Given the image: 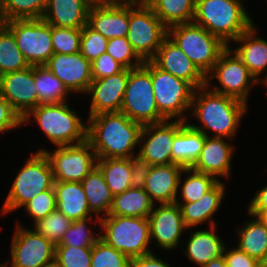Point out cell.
Returning a JSON list of instances; mask_svg holds the SVG:
<instances>
[{
  "mask_svg": "<svg viewBox=\"0 0 267 267\" xmlns=\"http://www.w3.org/2000/svg\"><path fill=\"white\" fill-rule=\"evenodd\" d=\"M257 30L254 23L233 42L239 46L233 51L259 82L261 81L260 75L265 71V76H267V40L257 36Z\"/></svg>",
  "mask_w": 267,
  "mask_h": 267,
  "instance_id": "27",
  "label": "cell"
},
{
  "mask_svg": "<svg viewBox=\"0 0 267 267\" xmlns=\"http://www.w3.org/2000/svg\"><path fill=\"white\" fill-rule=\"evenodd\" d=\"M106 52L125 69L137 68L144 64L126 37L109 39Z\"/></svg>",
  "mask_w": 267,
  "mask_h": 267,
  "instance_id": "42",
  "label": "cell"
},
{
  "mask_svg": "<svg viewBox=\"0 0 267 267\" xmlns=\"http://www.w3.org/2000/svg\"><path fill=\"white\" fill-rule=\"evenodd\" d=\"M64 83L70 93L86 94L93 80L91 62L81 52L54 53L44 65Z\"/></svg>",
  "mask_w": 267,
  "mask_h": 267,
  "instance_id": "18",
  "label": "cell"
},
{
  "mask_svg": "<svg viewBox=\"0 0 267 267\" xmlns=\"http://www.w3.org/2000/svg\"><path fill=\"white\" fill-rule=\"evenodd\" d=\"M259 83H260V85L267 88V76H265L264 78H261V81H259ZM265 92H266L265 94H267V90Z\"/></svg>",
  "mask_w": 267,
  "mask_h": 267,
  "instance_id": "57",
  "label": "cell"
},
{
  "mask_svg": "<svg viewBox=\"0 0 267 267\" xmlns=\"http://www.w3.org/2000/svg\"><path fill=\"white\" fill-rule=\"evenodd\" d=\"M92 217L73 221L56 246L92 247L100 239V233L96 234L89 223L95 224V226L98 223L100 227L101 222L100 217L95 216L96 219Z\"/></svg>",
  "mask_w": 267,
  "mask_h": 267,
  "instance_id": "39",
  "label": "cell"
},
{
  "mask_svg": "<svg viewBox=\"0 0 267 267\" xmlns=\"http://www.w3.org/2000/svg\"><path fill=\"white\" fill-rule=\"evenodd\" d=\"M100 220V239L109 246L129 258L153 253L148 218L106 215Z\"/></svg>",
  "mask_w": 267,
  "mask_h": 267,
  "instance_id": "5",
  "label": "cell"
},
{
  "mask_svg": "<svg viewBox=\"0 0 267 267\" xmlns=\"http://www.w3.org/2000/svg\"><path fill=\"white\" fill-rule=\"evenodd\" d=\"M256 217L261 221V223L267 228V211L260 212L256 215Z\"/></svg>",
  "mask_w": 267,
  "mask_h": 267,
  "instance_id": "55",
  "label": "cell"
},
{
  "mask_svg": "<svg viewBox=\"0 0 267 267\" xmlns=\"http://www.w3.org/2000/svg\"><path fill=\"white\" fill-rule=\"evenodd\" d=\"M125 2H133V0H124Z\"/></svg>",
  "mask_w": 267,
  "mask_h": 267,
  "instance_id": "62",
  "label": "cell"
},
{
  "mask_svg": "<svg viewBox=\"0 0 267 267\" xmlns=\"http://www.w3.org/2000/svg\"><path fill=\"white\" fill-rule=\"evenodd\" d=\"M193 22L227 46L254 24L242 0H197Z\"/></svg>",
  "mask_w": 267,
  "mask_h": 267,
  "instance_id": "3",
  "label": "cell"
},
{
  "mask_svg": "<svg viewBox=\"0 0 267 267\" xmlns=\"http://www.w3.org/2000/svg\"><path fill=\"white\" fill-rule=\"evenodd\" d=\"M29 66L17 47L12 31L3 23L0 26V76Z\"/></svg>",
  "mask_w": 267,
  "mask_h": 267,
  "instance_id": "37",
  "label": "cell"
},
{
  "mask_svg": "<svg viewBox=\"0 0 267 267\" xmlns=\"http://www.w3.org/2000/svg\"><path fill=\"white\" fill-rule=\"evenodd\" d=\"M260 267H267V250L265 252L263 259L260 261Z\"/></svg>",
  "mask_w": 267,
  "mask_h": 267,
  "instance_id": "56",
  "label": "cell"
},
{
  "mask_svg": "<svg viewBox=\"0 0 267 267\" xmlns=\"http://www.w3.org/2000/svg\"><path fill=\"white\" fill-rule=\"evenodd\" d=\"M82 29L52 26V45L56 54H73L80 51Z\"/></svg>",
  "mask_w": 267,
  "mask_h": 267,
  "instance_id": "43",
  "label": "cell"
},
{
  "mask_svg": "<svg viewBox=\"0 0 267 267\" xmlns=\"http://www.w3.org/2000/svg\"><path fill=\"white\" fill-rule=\"evenodd\" d=\"M43 267H58L57 263L55 261L43 266Z\"/></svg>",
  "mask_w": 267,
  "mask_h": 267,
  "instance_id": "58",
  "label": "cell"
},
{
  "mask_svg": "<svg viewBox=\"0 0 267 267\" xmlns=\"http://www.w3.org/2000/svg\"><path fill=\"white\" fill-rule=\"evenodd\" d=\"M72 222L71 219H68L56 208L44 219L35 223L33 228L56 245L60 242Z\"/></svg>",
  "mask_w": 267,
  "mask_h": 267,
  "instance_id": "40",
  "label": "cell"
},
{
  "mask_svg": "<svg viewBox=\"0 0 267 267\" xmlns=\"http://www.w3.org/2000/svg\"><path fill=\"white\" fill-rule=\"evenodd\" d=\"M47 4L48 0H3L0 5L2 22L42 18Z\"/></svg>",
  "mask_w": 267,
  "mask_h": 267,
  "instance_id": "38",
  "label": "cell"
},
{
  "mask_svg": "<svg viewBox=\"0 0 267 267\" xmlns=\"http://www.w3.org/2000/svg\"><path fill=\"white\" fill-rule=\"evenodd\" d=\"M86 122L87 141L97 158H131L138 154L134 150L139 146L141 123L121 112L101 113Z\"/></svg>",
  "mask_w": 267,
  "mask_h": 267,
  "instance_id": "2",
  "label": "cell"
},
{
  "mask_svg": "<svg viewBox=\"0 0 267 267\" xmlns=\"http://www.w3.org/2000/svg\"><path fill=\"white\" fill-rule=\"evenodd\" d=\"M190 111L201 124L200 127V124L188 123L191 127L208 137L232 140L238 132L243 116L247 114L248 104L217 93L204 85L194 90ZM209 132H213L212 136Z\"/></svg>",
  "mask_w": 267,
  "mask_h": 267,
  "instance_id": "1",
  "label": "cell"
},
{
  "mask_svg": "<svg viewBox=\"0 0 267 267\" xmlns=\"http://www.w3.org/2000/svg\"><path fill=\"white\" fill-rule=\"evenodd\" d=\"M226 141H228L227 138L206 136L200 156L191 168L197 172L212 175L218 181L220 177L229 178L235 147Z\"/></svg>",
  "mask_w": 267,
  "mask_h": 267,
  "instance_id": "22",
  "label": "cell"
},
{
  "mask_svg": "<svg viewBox=\"0 0 267 267\" xmlns=\"http://www.w3.org/2000/svg\"><path fill=\"white\" fill-rule=\"evenodd\" d=\"M120 112L142 125L161 123L166 119L159 113L154 97L151 60L130 69Z\"/></svg>",
  "mask_w": 267,
  "mask_h": 267,
  "instance_id": "8",
  "label": "cell"
},
{
  "mask_svg": "<svg viewBox=\"0 0 267 267\" xmlns=\"http://www.w3.org/2000/svg\"><path fill=\"white\" fill-rule=\"evenodd\" d=\"M11 240V262L8 267H43L55 261V244L34 228L16 222Z\"/></svg>",
  "mask_w": 267,
  "mask_h": 267,
  "instance_id": "14",
  "label": "cell"
},
{
  "mask_svg": "<svg viewBox=\"0 0 267 267\" xmlns=\"http://www.w3.org/2000/svg\"><path fill=\"white\" fill-rule=\"evenodd\" d=\"M3 24V22H2V19H1V15H0V26Z\"/></svg>",
  "mask_w": 267,
  "mask_h": 267,
  "instance_id": "61",
  "label": "cell"
},
{
  "mask_svg": "<svg viewBox=\"0 0 267 267\" xmlns=\"http://www.w3.org/2000/svg\"><path fill=\"white\" fill-rule=\"evenodd\" d=\"M68 103L40 104L22 118V125H28L31 118L35 119L32 121L38 123L55 147L83 143L87 140V125Z\"/></svg>",
  "mask_w": 267,
  "mask_h": 267,
  "instance_id": "4",
  "label": "cell"
},
{
  "mask_svg": "<svg viewBox=\"0 0 267 267\" xmlns=\"http://www.w3.org/2000/svg\"><path fill=\"white\" fill-rule=\"evenodd\" d=\"M197 0H146L156 16L168 28L193 22Z\"/></svg>",
  "mask_w": 267,
  "mask_h": 267,
  "instance_id": "33",
  "label": "cell"
},
{
  "mask_svg": "<svg viewBox=\"0 0 267 267\" xmlns=\"http://www.w3.org/2000/svg\"><path fill=\"white\" fill-rule=\"evenodd\" d=\"M150 239L156 246L166 251L179 247L181 236L188 228L184 224L180 206L177 203H164L155 206L148 217ZM181 238V239H180Z\"/></svg>",
  "mask_w": 267,
  "mask_h": 267,
  "instance_id": "16",
  "label": "cell"
},
{
  "mask_svg": "<svg viewBox=\"0 0 267 267\" xmlns=\"http://www.w3.org/2000/svg\"><path fill=\"white\" fill-rule=\"evenodd\" d=\"M154 97L159 113L166 120L187 122L195 88L187 81L159 68L151 60Z\"/></svg>",
  "mask_w": 267,
  "mask_h": 267,
  "instance_id": "9",
  "label": "cell"
},
{
  "mask_svg": "<svg viewBox=\"0 0 267 267\" xmlns=\"http://www.w3.org/2000/svg\"><path fill=\"white\" fill-rule=\"evenodd\" d=\"M182 173L186 175L185 180L182 181L180 174L178 182V192L181 194L182 202L177 198L175 203L196 202L218 182L214 176L197 172L192 168H184Z\"/></svg>",
  "mask_w": 267,
  "mask_h": 267,
  "instance_id": "36",
  "label": "cell"
},
{
  "mask_svg": "<svg viewBox=\"0 0 267 267\" xmlns=\"http://www.w3.org/2000/svg\"><path fill=\"white\" fill-rule=\"evenodd\" d=\"M166 37L167 27L146 2H130L129 31L126 38L143 61L155 57Z\"/></svg>",
  "mask_w": 267,
  "mask_h": 267,
  "instance_id": "11",
  "label": "cell"
},
{
  "mask_svg": "<svg viewBox=\"0 0 267 267\" xmlns=\"http://www.w3.org/2000/svg\"><path fill=\"white\" fill-rule=\"evenodd\" d=\"M184 168L178 164L154 165L146 178L144 190L156 204L175 203L178 182Z\"/></svg>",
  "mask_w": 267,
  "mask_h": 267,
  "instance_id": "24",
  "label": "cell"
},
{
  "mask_svg": "<svg viewBox=\"0 0 267 267\" xmlns=\"http://www.w3.org/2000/svg\"><path fill=\"white\" fill-rule=\"evenodd\" d=\"M131 187L132 188H144L146 184V178L150 172L152 165L142 158L140 155L136 154L131 158Z\"/></svg>",
  "mask_w": 267,
  "mask_h": 267,
  "instance_id": "49",
  "label": "cell"
},
{
  "mask_svg": "<svg viewBox=\"0 0 267 267\" xmlns=\"http://www.w3.org/2000/svg\"><path fill=\"white\" fill-rule=\"evenodd\" d=\"M249 205H247V212L249 216H256L260 212L267 211V185L257 189Z\"/></svg>",
  "mask_w": 267,
  "mask_h": 267,
  "instance_id": "51",
  "label": "cell"
},
{
  "mask_svg": "<svg viewBox=\"0 0 267 267\" xmlns=\"http://www.w3.org/2000/svg\"><path fill=\"white\" fill-rule=\"evenodd\" d=\"M129 72L130 69L124 68L117 74L92 80L86 93L92 98L88 118L101 113L120 112Z\"/></svg>",
  "mask_w": 267,
  "mask_h": 267,
  "instance_id": "19",
  "label": "cell"
},
{
  "mask_svg": "<svg viewBox=\"0 0 267 267\" xmlns=\"http://www.w3.org/2000/svg\"><path fill=\"white\" fill-rule=\"evenodd\" d=\"M35 86L39 105L67 102L71 94L46 66H35Z\"/></svg>",
  "mask_w": 267,
  "mask_h": 267,
  "instance_id": "35",
  "label": "cell"
},
{
  "mask_svg": "<svg viewBox=\"0 0 267 267\" xmlns=\"http://www.w3.org/2000/svg\"><path fill=\"white\" fill-rule=\"evenodd\" d=\"M129 267H171L165 260L150 253L145 256L131 258Z\"/></svg>",
  "mask_w": 267,
  "mask_h": 267,
  "instance_id": "52",
  "label": "cell"
},
{
  "mask_svg": "<svg viewBox=\"0 0 267 267\" xmlns=\"http://www.w3.org/2000/svg\"><path fill=\"white\" fill-rule=\"evenodd\" d=\"M8 265L9 264L7 262L6 263L4 262V263L0 264V267H8Z\"/></svg>",
  "mask_w": 267,
  "mask_h": 267,
  "instance_id": "59",
  "label": "cell"
},
{
  "mask_svg": "<svg viewBox=\"0 0 267 267\" xmlns=\"http://www.w3.org/2000/svg\"><path fill=\"white\" fill-rule=\"evenodd\" d=\"M223 256L227 267H260V262L255 258L249 257L245 252L239 250L237 247L227 250L224 249Z\"/></svg>",
  "mask_w": 267,
  "mask_h": 267,
  "instance_id": "50",
  "label": "cell"
},
{
  "mask_svg": "<svg viewBox=\"0 0 267 267\" xmlns=\"http://www.w3.org/2000/svg\"><path fill=\"white\" fill-rule=\"evenodd\" d=\"M131 258L99 239L92 246L91 267H129Z\"/></svg>",
  "mask_w": 267,
  "mask_h": 267,
  "instance_id": "41",
  "label": "cell"
},
{
  "mask_svg": "<svg viewBox=\"0 0 267 267\" xmlns=\"http://www.w3.org/2000/svg\"><path fill=\"white\" fill-rule=\"evenodd\" d=\"M93 79H101L121 72L124 67L107 52L91 62Z\"/></svg>",
  "mask_w": 267,
  "mask_h": 267,
  "instance_id": "47",
  "label": "cell"
},
{
  "mask_svg": "<svg viewBox=\"0 0 267 267\" xmlns=\"http://www.w3.org/2000/svg\"><path fill=\"white\" fill-rule=\"evenodd\" d=\"M0 95L21 118L37 107L39 98L35 86V66L1 75Z\"/></svg>",
  "mask_w": 267,
  "mask_h": 267,
  "instance_id": "17",
  "label": "cell"
},
{
  "mask_svg": "<svg viewBox=\"0 0 267 267\" xmlns=\"http://www.w3.org/2000/svg\"><path fill=\"white\" fill-rule=\"evenodd\" d=\"M251 221H245L243 226L237 228V248L249 257L260 262L267 250V228L256 216Z\"/></svg>",
  "mask_w": 267,
  "mask_h": 267,
  "instance_id": "32",
  "label": "cell"
},
{
  "mask_svg": "<svg viewBox=\"0 0 267 267\" xmlns=\"http://www.w3.org/2000/svg\"><path fill=\"white\" fill-rule=\"evenodd\" d=\"M56 208L72 221L92 216L81 182H58L53 185Z\"/></svg>",
  "mask_w": 267,
  "mask_h": 267,
  "instance_id": "28",
  "label": "cell"
},
{
  "mask_svg": "<svg viewBox=\"0 0 267 267\" xmlns=\"http://www.w3.org/2000/svg\"><path fill=\"white\" fill-rule=\"evenodd\" d=\"M211 226L208 229L191 231L188 241H185L186 248L182 250L190 262H194L199 267H203L209 261L223 255L225 243L220 235L216 234L217 229Z\"/></svg>",
  "mask_w": 267,
  "mask_h": 267,
  "instance_id": "26",
  "label": "cell"
},
{
  "mask_svg": "<svg viewBox=\"0 0 267 267\" xmlns=\"http://www.w3.org/2000/svg\"><path fill=\"white\" fill-rule=\"evenodd\" d=\"M92 247L55 246L58 267H91Z\"/></svg>",
  "mask_w": 267,
  "mask_h": 267,
  "instance_id": "44",
  "label": "cell"
},
{
  "mask_svg": "<svg viewBox=\"0 0 267 267\" xmlns=\"http://www.w3.org/2000/svg\"><path fill=\"white\" fill-rule=\"evenodd\" d=\"M26 214L33 218L34 223L44 219L48 214L56 209V197L54 188H50L37 194L29 200L24 206Z\"/></svg>",
  "mask_w": 267,
  "mask_h": 267,
  "instance_id": "45",
  "label": "cell"
},
{
  "mask_svg": "<svg viewBox=\"0 0 267 267\" xmlns=\"http://www.w3.org/2000/svg\"><path fill=\"white\" fill-rule=\"evenodd\" d=\"M130 2L118 5H91L87 25L107 40L126 37L129 31Z\"/></svg>",
  "mask_w": 267,
  "mask_h": 267,
  "instance_id": "21",
  "label": "cell"
},
{
  "mask_svg": "<svg viewBox=\"0 0 267 267\" xmlns=\"http://www.w3.org/2000/svg\"><path fill=\"white\" fill-rule=\"evenodd\" d=\"M91 5H118L122 4L124 0H88Z\"/></svg>",
  "mask_w": 267,
  "mask_h": 267,
  "instance_id": "53",
  "label": "cell"
},
{
  "mask_svg": "<svg viewBox=\"0 0 267 267\" xmlns=\"http://www.w3.org/2000/svg\"><path fill=\"white\" fill-rule=\"evenodd\" d=\"M90 8L88 0H48L42 19L51 26L82 29Z\"/></svg>",
  "mask_w": 267,
  "mask_h": 267,
  "instance_id": "25",
  "label": "cell"
},
{
  "mask_svg": "<svg viewBox=\"0 0 267 267\" xmlns=\"http://www.w3.org/2000/svg\"><path fill=\"white\" fill-rule=\"evenodd\" d=\"M155 203L144 188H130L114 195L109 215L148 218Z\"/></svg>",
  "mask_w": 267,
  "mask_h": 267,
  "instance_id": "31",
  "label": "cell"
},
{
  "mask_svg": "<svg viewBox=\"0 0 267 267\" xmlns=\"http://www.w3.org/2000/svg\"><path fill=\"white\" fill-rule=\"evenodd\" d=\"M48 158L54 181L81 182L96 166V153L86 140L75 145L57 146L54 152L40 149Z\"/></svg>",
  "mask_w": 267,
  "mask_h": 267,
  "instance_id": "13",
  "label": "cell"
},
{
  "mask_svg": "<svg viewBox=\"0 0 267 267\" xmlns=\"http://www.w3.org/2000/svg\"><path fill=\"white\" fill-rule=\"evenodd\" d=\"M167 37L205 76L213 69L219 55L227 47L217 36L194 22L168 27Z\"/></svg>",
  "mask_w": 267,
  "mask_h": 267,
  "instance_id": "7",
  "label": "cell"
},
{
  "mask_svg": "<svg viewBox=\"0 0 267 267\" xmlns=\"http://www.w3.org/2000/svg\"><path fill=\"white\" fill-rule=\"evenodd\" d=\"M22 126V118L0 95V134Z\"/></svg>",
  "mask_w": 267,
  "mask_h": 267,
  "instance_id": "48",
  "label": "cell"
},
{
  "mask_svg": "<svg viewBox=\"0 0 267 267\" xmlns=\"http://www.w3.org/2000/svg\"><path fill=\"white\" fill-rule=\"evenodd\" d=\"M206 136L180 120V130L174 136L172 144V163L183 168H191L198 160Z\"/></svg>",
  "mask_w": 267,
  "mask_h": 267,
  "instance_id": "29",
  "label": "cell"
},
{
  "mask_svg": "<svg viewBox=\"0 0 267 267\" xmlns=\"http://www.w3.org/2000/svg\"><path fill=\"white\" fill-rule=\"evenodd\" d=\"M225 184L220 180L203 197L196 202L177 203L180 206L185 226L190 229L209 223L208 227L215 226L212 219L218 212L225 197Z\"/></svg>",
  "mask_w": 267,
  "mask_h": 267,
  "instance_id": "23",
  "label": "cell"
},
{
  "mask_svg": "<svg viewBox=\"0 0 267 267\" xmlns=\"http://www.w3.org/2000/svg\"><path fill=\"white\" fill-rule=\"evenodd\" d=\"M135 3H141V2H146V0H133Z\"/></svg>",
  "mask_w": 267,
  "mask_h": 267,
  "instance_id": "60",
  "label": "cell"
},
{
  "mask_svg": "<svg viewBox=\"0 0 267 267\" xmlns=\"http://www.w3.org/2000/svg\"><path fill=\"white\" fill-rule=\"evenodd\" d=\"M19 170L1 209L3 215L20 209L37 194L53 188L54 176L43 152L32 154Z\"/></svg>",
  "mask_w": 267,
  "mask_h": 267,
  "instance_id": "6",
  "label": "cell"
},
{
  "mask_svg": "<svg viewBox=\"0 0 267 267\" xmlns=\"http://www.w3.org/2000/svg\"><path fill=\"white\" fill-rule=\"evenodd\" d=\"M96 166L102 172L113 195L131 188L130 158H97Z\"/></svg>",
  "mask_w": 267,
  "mask_h": 267,
  "instance_id": "34",
  "label": "cell"
},
{
  "mask_svg": "<svg viewBox=\"0 0 267 267\" xmlns=\"http://www.w3.org/2000/svg\"><path fill=\"white\" fill-rule=\"evenodd\" d=\"M203 267H226V261L224 256L222 255L219 258L209 261Z\"/></svg>",
  "mask_w": 267,
  "mask_h": 267,
  "instance_id": "54",
  "label": "cell"
},
{
  "mask_svg": "<svg viewBox=\"0 0 267 267\" xmlns=\"http://www.w3.org/2000/svg\"><path fill=\"white\" fill-rule=\"evenodd\" d=\"M3 23L12 31L17 47L30 66H44L54 54L52 26L42 18Z\"/></svg>",
  "mask_w": 267,
  "mask_h": 267,
  "instance_id": "12",
  "label": "cell"
},
{
  "mask_svg": "<svg viewBox=\"0 0 267 267\" xmlns=\"http://www.w3.org/2000/svg\"><path fill=\"white\" fill-rule=\"evenodd\" d=\"M108 40L100 33L91 29L87 24L82 28L80 43L81 54L90 62L107 51Z\"/></svg>",
  "mask_w": 267,
  "mask_h": 267,
  "instance_id": "46",
  "label": "cell"
},
{
  "mask_svg": "<svg viewBox=\"0 0 267 267\" xmlns=\"http://www.w3.org/2000/svg\"><path fill=\"white\" fill-rule=\"evenodd\" d=\"M180 130V120H166L161 123L143 125L137 153L150 165L172 163V144Z\"/></svg>",
  "mask_w": 267,
  "mask_h": 267,
  "instance_id": "15",
  "label": "cell"
},
{
  "mask_svg": "<svg viewBox=\"0 0 267 267\" xmlns=\"http://www.w3.org/2000/svg\"><path fill=\"white\" fill-rule=\"evenodd\" d=\"M81 184L87 197L90 211L100 218L109 215L114 195L105 182L100 169L95 166L81 181Z\"/></svg>",
  "mask_w": 267,
  "mask_h": 267,
  "instance_id": "30",
  "label": "cell"
},
{
  "mask_svg": "<svg viewBox=\"0 0 267 267\" xmlns=\"http://www.w3.org/2000/svg\"><path fill=\"white\" fill-rule=\"evenodd\" d=\"M232 49L227 46L221 52L213 69L206 75V85L217 93L249 104L250 91L259 82ZM214 78L218 81V86L212 84Z\"/></svg>",
  "mask_w": 267,
  "mask_h": 267,
  "instance_id": "10",
  "label": "cell"
},
{
  "mask_svg": "<svg viewBox=\"0 0 267 267\" xmlns=\"http://www.w3.org/2000/svg\"><path fill=\"white\" fill-rule=\"evenodd\" d=\"M152 61L162 70L189 82L195 89L206 85V76L168 37L162 41Z\"/></svg>",
  "mask_w": 267,
  "mask_h": 267,
  "instance_id": "20",
  "label": "cell"
}]
</instances>
